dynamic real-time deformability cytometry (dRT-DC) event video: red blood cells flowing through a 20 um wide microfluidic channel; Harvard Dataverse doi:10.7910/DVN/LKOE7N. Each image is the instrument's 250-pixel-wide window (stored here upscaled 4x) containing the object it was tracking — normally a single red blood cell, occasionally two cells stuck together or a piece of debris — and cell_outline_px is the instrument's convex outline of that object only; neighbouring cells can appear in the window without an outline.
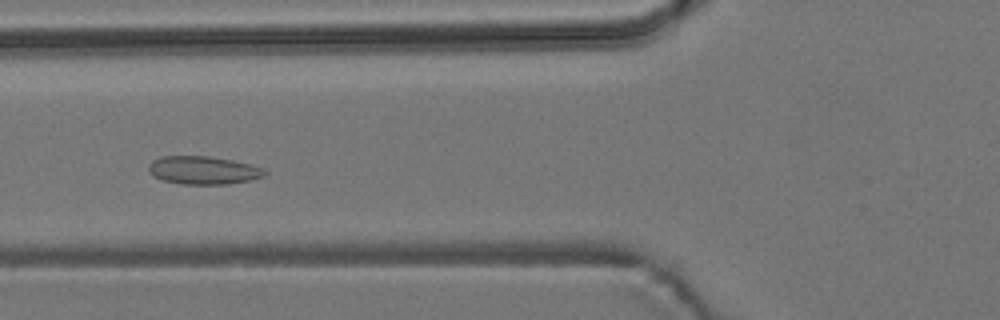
{"species": "common noctule bat (a hibernating species)", "species_latin": "Nyctalus noctula", "temperature_condition": "room temperature", "stored_images_in_passage": 7, "camera_frame_rate_fps": 3000, "um_per_image_px": 0.085, "animal": {"sex": "male", "body_mass_g": 19.2, "forearm_length_mm": 51.8}, "frame": {"image": 1, "passage_image": 5, "time_ms": 4.667, "image_size_px": [1000, 320], "cell_outline_px": [[268, 172], [264, 176], [252, 180], [228, 184], [180, 184], [164, 180], [152, 176], [148, 172], [148, 164], [152, 160], [160, 156], [208, 156], [232, 160], [264, 168]], "centroid_in_image_um": [17.26, 14.47], "position_along_channel_um": 108.5, "area_um2": 19.19}}
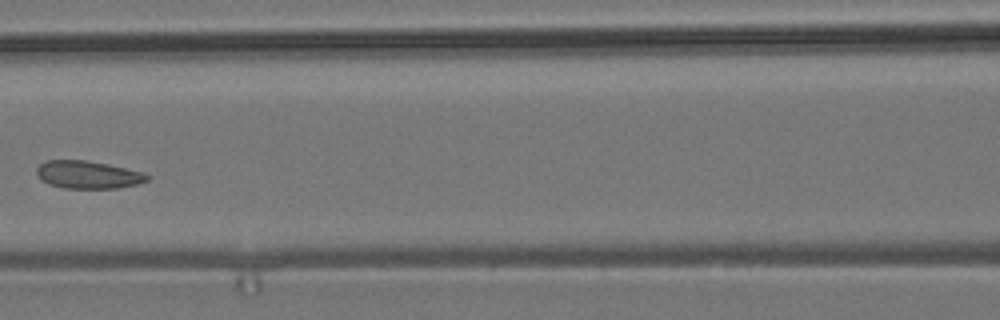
{"frame": {"image": 2, "passage_image": 6, "time_ms": 6.0, "image_size_px": [1000, 320], "cell_outline_px": [[152, 176], [148, 180], [136, 184], [116, 188], [64, 188], [48, 184], [40, 180], [36, 172], [36, 168], [44, 160], [88, 160], [108, 164], [140, 172]], "centroid_in_image_um": [7.43, 14.84], "position_along_channel_um": 159.2, "area_um2": 17.86}}
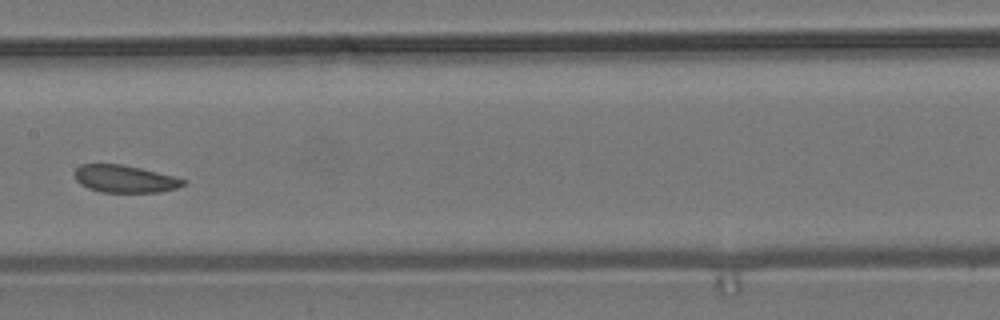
{"frame": {"image": 3, "passage_image": 7, "time_ms": 7.0, "image_size_px": [1000, 320], "cell_outline_px": [[184, 184], [176, 188], [160, 192], [100, 192], [88, 188], [80, 184], [76, 180], [76, 168], [80, 164], [120, 164], [140, 168], [172, 176], [184, 180]], "centroid_in_image_um": [10.56, 15.21], "position_along_channel_um": 196.8, "area_um2": 17.05}}